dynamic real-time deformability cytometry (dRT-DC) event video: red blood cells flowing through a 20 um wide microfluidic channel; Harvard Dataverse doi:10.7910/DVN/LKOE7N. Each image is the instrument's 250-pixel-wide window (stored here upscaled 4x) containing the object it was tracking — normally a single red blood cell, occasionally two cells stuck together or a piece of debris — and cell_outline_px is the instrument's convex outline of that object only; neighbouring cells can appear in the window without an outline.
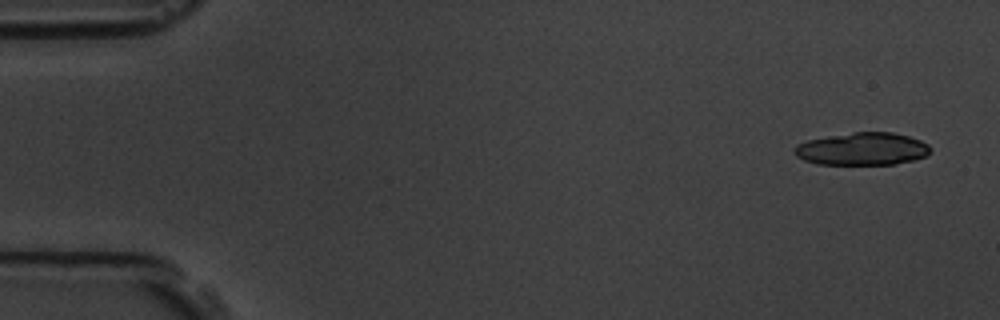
{"species": "common noctule bat (a hibernating species)", "species_latin": "Nyctalus noctula", "temperature_condition": "room temperature", "stored_images_in_passage": 5, "camera_frame_rate_fps": 3000, "um_per_image_px": 0.085, "animal": {"sex": "male", "body_mass_g": 19.5, "forearm_length_mm": 54.6}, "frame": {"image": 1, "passage_image": 1, "time_ms": 0.0, "image_size_px": [1000, 320], "cell_outline_px": [[928, 156], [912, 160], [892, 164], [816, 164], [804, 160], [796, 156], [792, 152], [792, 148], [796, 144], [808, 140], [828, 136], [852, 132], [892, 132], [908, 136], [920, 140], [928, 144]], "centroid_in_image_um": [73.24, 12.65], "position_along_channel_um": 11.8, "area_um2": 25.84}}